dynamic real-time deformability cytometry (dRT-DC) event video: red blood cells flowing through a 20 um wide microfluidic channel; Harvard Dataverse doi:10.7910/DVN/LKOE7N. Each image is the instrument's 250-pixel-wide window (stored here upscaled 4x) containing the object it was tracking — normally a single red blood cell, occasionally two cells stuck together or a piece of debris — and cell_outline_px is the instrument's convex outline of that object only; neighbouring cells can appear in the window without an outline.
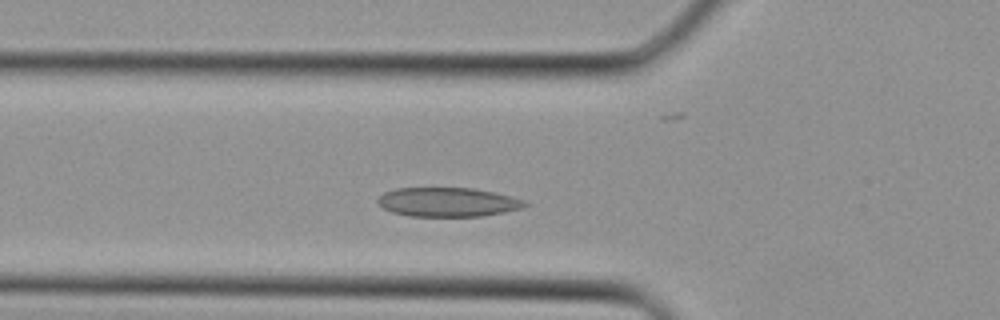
{"species": "Egyptian fruit bat (a non-hibernating species)", "species_latin": "Rousettus aegyptiacus", "temperature_condition": "cold", "stored_images_in_passage": 25, "camera_frame_rate_fps": 3000, "um_per_image_px": 0.085, "animal": {"sex": "female"}, "frame": {"image": 1, "passage_image": 6, "time_ms": 1.667, "image_size_px": [1000, 320], "cell_outline_px": [[528, 204], [520, 208], [504, 212], [484, 216], [408, 216], [392, 212], [384, 208], [376, 200], [384, 192], [396, 188], [472, 188], [496, 192], [512, 196], [524, 200]], "centroid_in_image_um": [38.07, 17.17], "position_along_channel_um": 87.7, "area_um2": 24.97}}
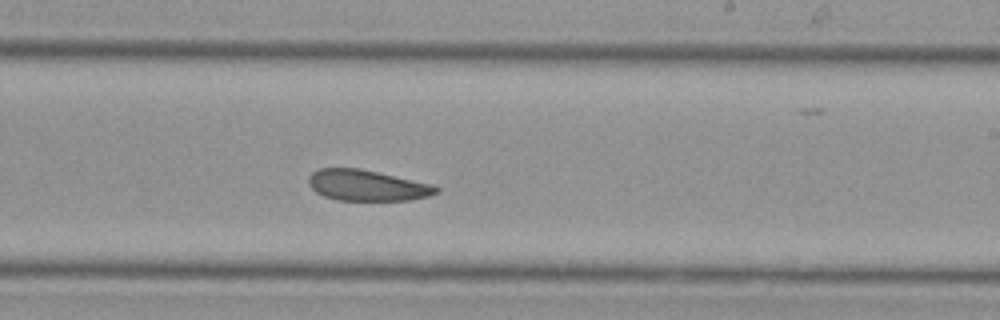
{"frame": {"image": 2, "passage_image": 15, "time_ms": 4.667, "image_size_px": [1000, 320], "cell_outline_px": [[440, 192], [428, 196], [408, 200], [336, 200], [324, 196], [316, 192], [308, 184], [308, 176], [312, 172], [320, 168], [360, 168], [432, 184], [440, 188]], "centroid_in_image_um": [31.19, 15.75], "position_along_channel_um": 257.8, "area_um2": 23.0}}
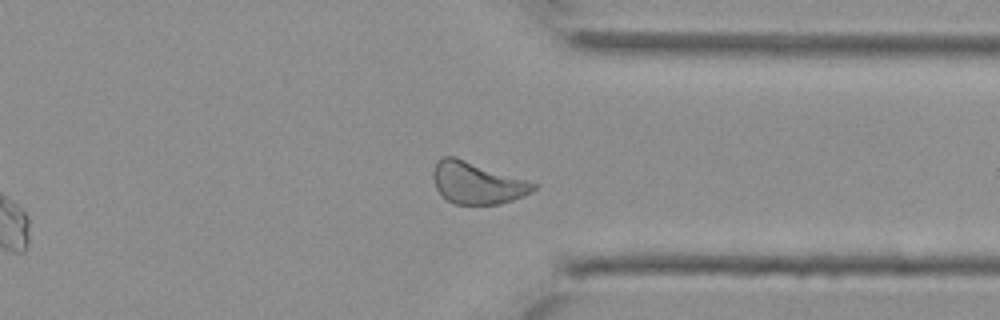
{"frame": {"image": 3, "passage_image": 21, "time_ms": 6.667, "image_size_px": [1000, 320], "cell_outline_px": [[540, 184], [532, 192], [524, 196], [500, 204], [456, 204], [448, 200], [436, 188], [432, 176], [432, 172], [436, 160], [444, 156], [456, 156]], "centroid_in_image_um": [40.57, 15.53], "position_along_channel_um": 370.8, "area_um2": 24.74}}